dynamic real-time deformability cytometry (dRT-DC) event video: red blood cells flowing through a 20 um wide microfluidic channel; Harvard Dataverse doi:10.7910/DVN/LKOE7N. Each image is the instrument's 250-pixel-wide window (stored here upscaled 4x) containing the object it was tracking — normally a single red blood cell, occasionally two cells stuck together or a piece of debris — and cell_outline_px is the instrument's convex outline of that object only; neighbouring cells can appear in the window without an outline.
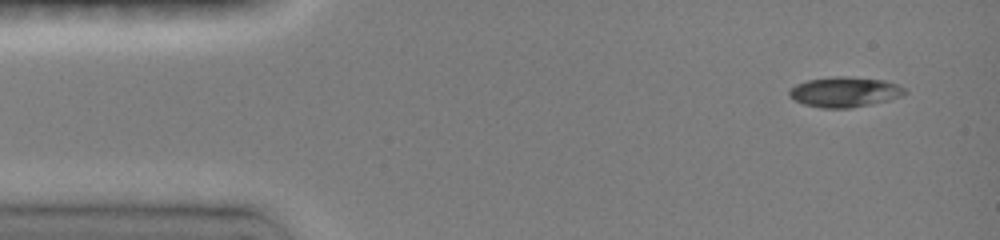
{"species": "common noctule bat (a hibernating species)", "species_latin": "Nyctalus noctula", "temperature_condition": "room temperature", "stored_images_in_passage": 13, "camera_frame_rate_fps": 3000, "um_per_image_px": 0.085, "animal": {"sex": "female", "body_mass_g": 19.0, "forearm_length_mm": 51.5}, "frame": {"image": 1, "passage_image": 1, "time_ms": 0.0, "image_size_px": [1000, 240], "cell_outline_px": [[908, 92], [904, 96], [872, 104], [848, 108], [820, 108], [804, 104], [788, 96], [788, 92], [796, 84], [808, 80], [832, 76], [848, 76], [884, 80], [900, 84]], "centroid_in_image_um": [71.84, 7.81], "position_along_channel_um": 13.2, "area_um2": 20.52}}
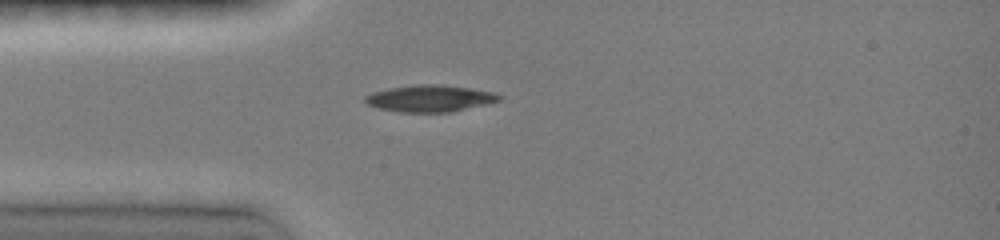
{"frame": {"image": 2, "passage_image": 8, "time_ms": 3.0, "image_size_px": [1000, 240], "cell_outline_px": [[504, 96], [500, 100], [484, 104], [448, 112], [400, 112], [380, 108], [368, 104], [364, 100], [364, 96], [372, 92], [388, 88], [416, 84], [440, 84], [496, 92]], "centroid_in_image_um": [36.53, 8.35], "position_along_channel_um": 48.5, "area_um2": 20.75}}
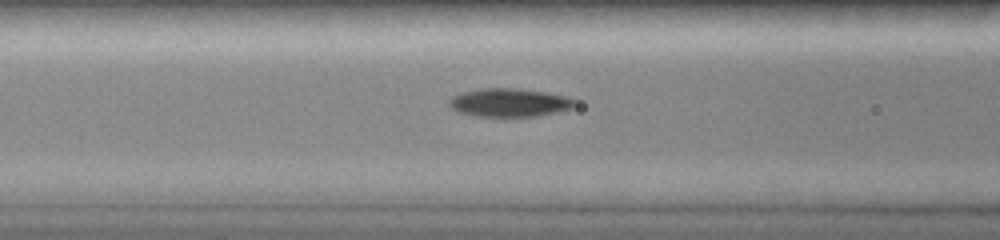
{"frame": {"image": 3, "passage_image": 12, "time_ms": 5.0, "image_size_px": [1000, 240], "cell_outline_px": [[576, 104], [572, 108], [556, 112], [536, 116], [476, 116], [456, 112], [448, 104], [448, 100], [452, 96], [460, 92], [480, 88], [520, 88], [568, 96], [576, 100]], "centroid_in_image_um": [43.27, 8.71], "position_along_channel_um": 123.3, "area_um2": 20.98}}